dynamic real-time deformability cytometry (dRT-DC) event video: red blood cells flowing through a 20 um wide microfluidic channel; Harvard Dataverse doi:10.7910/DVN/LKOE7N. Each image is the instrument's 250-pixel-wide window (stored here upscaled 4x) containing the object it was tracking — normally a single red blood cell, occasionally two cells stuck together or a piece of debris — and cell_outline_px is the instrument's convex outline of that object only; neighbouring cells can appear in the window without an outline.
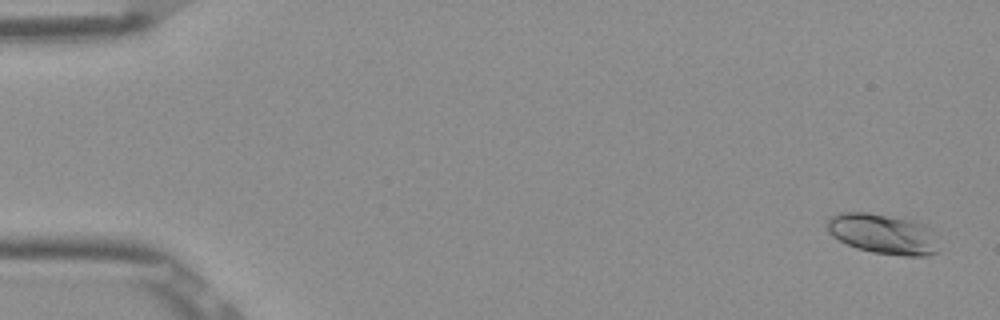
{"species": "Egyptian fruit bat (a non-hibernating species)", "species_latin": "Rousettus aegyptiacus", "temperature_condition": "room temperature", "stored_images_in_passage": 4, "camera_frame_rate_fps": 3000, "um_per_image_px": 0.085, "frame": {"image": 1, "passage_image": 1, "time_ms": 0.0, "image_size_px": [1000, 320], "cell_outline_px": [[936, 252], [924, 256], [904, 256], [872, 252], [856, 248], [832, 236], [828, 232], [828, 220], [832, 216], [840, 212], [868, 212], [904, 216], [916, 220], [924, 224], [928, 228]], "centroid_in_image_um": [74.99, 19.84], "position_along_channel_um": 10.0, "area_um2": 26.01}}